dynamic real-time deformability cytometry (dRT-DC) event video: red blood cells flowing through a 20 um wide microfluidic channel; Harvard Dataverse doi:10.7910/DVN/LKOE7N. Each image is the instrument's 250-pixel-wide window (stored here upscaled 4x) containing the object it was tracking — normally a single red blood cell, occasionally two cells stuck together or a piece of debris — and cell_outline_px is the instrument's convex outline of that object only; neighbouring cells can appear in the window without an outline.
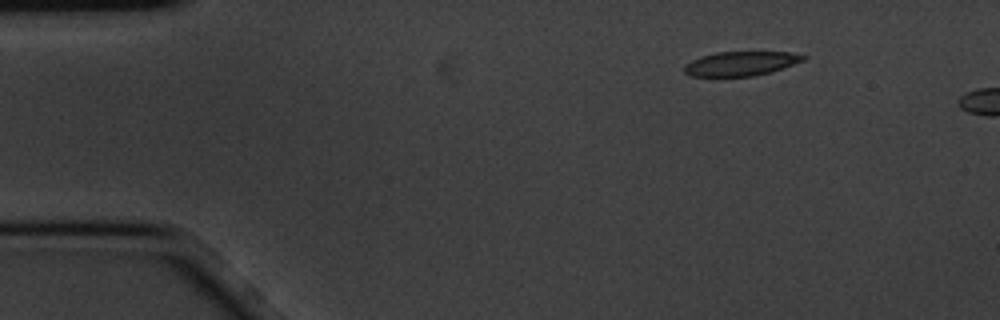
{"species": "common noctule bat (a hibernating species)", "species_latin": "Nyctalus noctula", "temperature_condition": "cold", "stored_images_in_passage": 4, "segment_of_instrument_passage": [2, 2], "camera_frame_rate_fps": 3000, "um_per_image_px": 0.085, "animal": {"sex": "male", "body_mass_g": 20.1, "forearm_length_mm": 53.5}, "frame": {"image": 1, "passage_image": 4, "time_ms": 1.0, "image_size_px": [1000, 320], "cell_outline_px": [[808, 56], [804, 60], [768, 72], [752, 76], [692, 76], [684, 72], [684, 64], [700, 56], [716, 52], [792, 52]], "centroid_in_image_um": [62.93, 5.39], "position_along_channel_um": 22.1, "area_um2": 16.65}}